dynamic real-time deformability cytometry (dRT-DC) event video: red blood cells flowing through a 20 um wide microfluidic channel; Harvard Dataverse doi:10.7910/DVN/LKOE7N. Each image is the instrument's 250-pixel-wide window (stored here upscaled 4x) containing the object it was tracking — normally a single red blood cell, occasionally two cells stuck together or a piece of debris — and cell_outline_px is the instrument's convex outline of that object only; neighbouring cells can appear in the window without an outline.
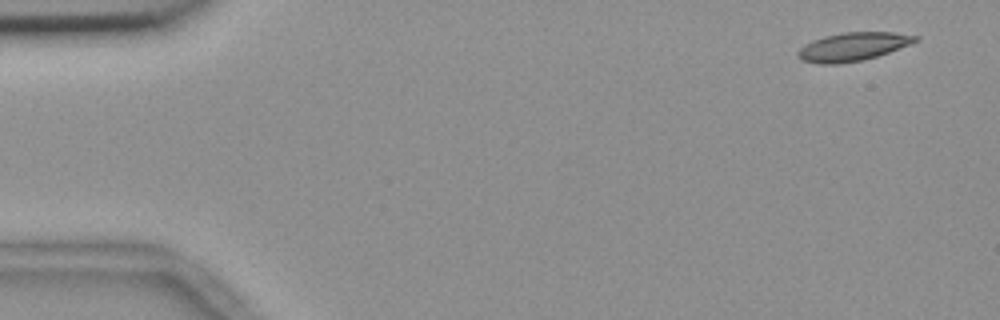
{"species": "common noctule bat (a hibernating species)", "species_latin": "Nyctalus noctula", "temperature_condition": "room temperature", "stored_images_in_passage": 6, "camera_frame_rate_fps": 3000, "um_per_image_px": 0.085, "animal": {"sex": "female", "body_mass_g": 18.4}, "frame": {"image": 1, "passage_image": 1, "time_ms": 0.0, "image_size_px": [1000, 320], "cell_outline_px": [[920, 40], [888, 52], [864, 60], [840, 64], [820, 64], [800, 60], [796, 56], [796, 52], [804, 44], [812, 40], [824, 36], [844, 32], [896, 32], [920, 36]], "centroid_in_image_um": [72.47, 3.97], "position_along_channel_um": 12.5, "area_um2": 19.65}}
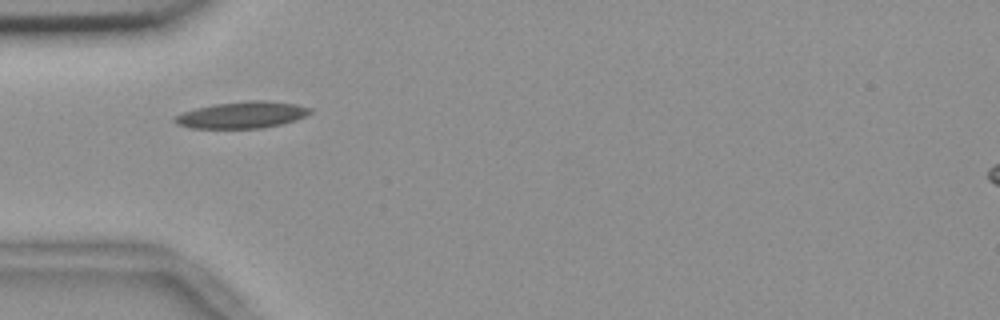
{"frame": {"image": 2, "passage_image": 5, "time_ms": 1.333, "image_size_px": [1000, 320], "cell_outline_px": [[312, 112], [296, 120], [264, 128], [192, 128], [176, 124], [172, 120], [176, 116], [184, 112], [196, 108], [216, 104], [252, 100], [268, 100], [296, 104], [312, 108]], "centroid_in_image_um": [20.6, 9.77], "position_along_channel_um": 64.4, "area_um2": 20.92}}